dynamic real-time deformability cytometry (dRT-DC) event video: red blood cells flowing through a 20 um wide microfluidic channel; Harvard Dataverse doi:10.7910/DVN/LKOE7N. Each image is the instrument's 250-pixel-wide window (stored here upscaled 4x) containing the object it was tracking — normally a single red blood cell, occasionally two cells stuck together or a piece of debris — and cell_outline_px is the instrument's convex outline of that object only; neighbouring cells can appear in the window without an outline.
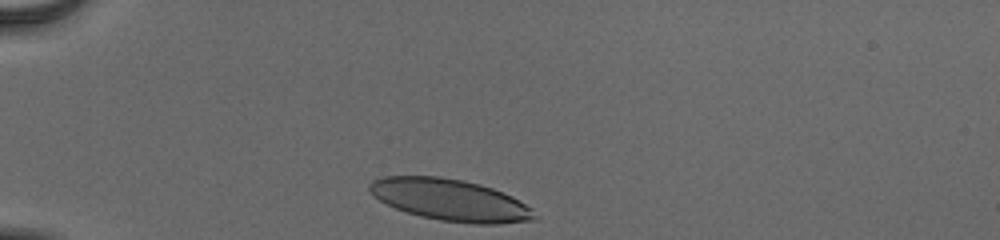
{"species": "human", "species_latin": "Homo sapiens", "temperature_condition": "cold", "stored_images_in_passage": 32, "camera_frame_rate_fps": 3000, "um_per_image_px": 0.085, "donor": {"sex": "male"}, "frame": {"image": 1, "passage_image": 1, "time_ms": 0.0, "image_size_px": [1000, 240], "cell_outline_px": [[540, 216], [536, 220], [496, 224], [472, 224], [440, 220], [420, 216], [396, 208], [380, 200], [368, 188], [368, 184], [372, 180], [384, 176], [440, 176], [464, 180], [480, 184], [504, 192], [512, 196], [532, 208]], "centroid_in_image_um": [38.33, 17.0], "position_along_channel_um": 46.7, "area_um2": 40.23}}
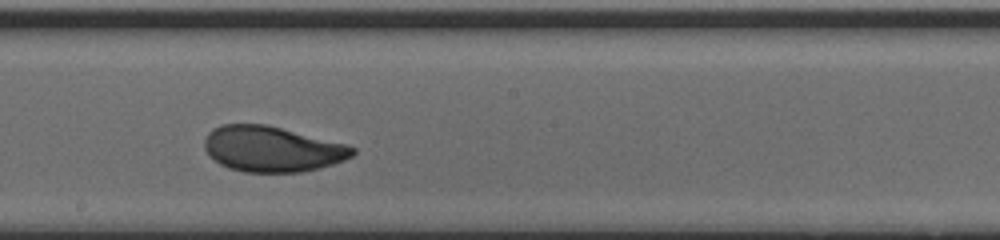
{"frame": {"image": 2, "passage_image": 18, "time_ms": 5.667, "image_size_px": [1000, 240], "cell_outline_px": [[356, 152], [352, 156], [344, 160], [320, 168], [300, 172], [244, 172], [228, 168], [220, 164], [204, 148], [204, 140], [208, 132], [212, 128], [220, 124], [268, 124], [348, 144], [356, 148]], "centroid_in_image_um": [23.15, 12.65], "position_along_channel_um": 225.1, "area_um2": 39.59}}
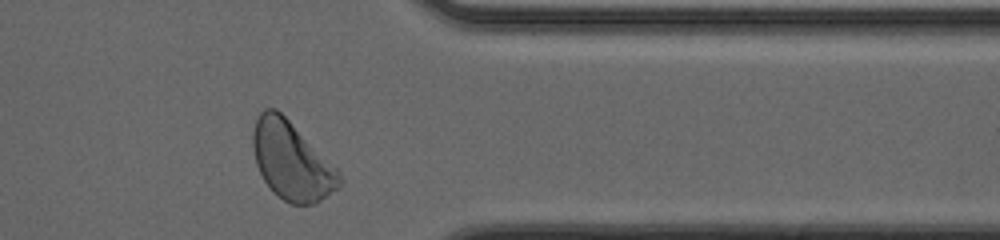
{"frame": {"image": 3, "passage_image": 31, "time_ms": 10.0, "image_size_px": [1000, 240], "cell_outline_px": [[344, 184], [340, 188], [320, 200], [312, 204], [292, 204], [284, 200], [264, 180], [256, 164], [252, 144], [252, 132], [256, 120], [260, 112], [264, 108], [276, 108], [340, 172], [344, 180]], "centroid_in_image_um": [24.8, 13.68], "position_along_channel_um": 386.6, "area_um2": 38.73}, "authors_computed_cell_mechanics": {"area_um2": 39.3618, "velocity_mm_per_s": 3.8532, "shape_relaxation_time_tau1_ms": 3.1341, "shape_relaxation_time_tau2_ms": 0.8678, "deformation_change_tau1": 0.1601, "deformation_change_tau2": 0.059}}